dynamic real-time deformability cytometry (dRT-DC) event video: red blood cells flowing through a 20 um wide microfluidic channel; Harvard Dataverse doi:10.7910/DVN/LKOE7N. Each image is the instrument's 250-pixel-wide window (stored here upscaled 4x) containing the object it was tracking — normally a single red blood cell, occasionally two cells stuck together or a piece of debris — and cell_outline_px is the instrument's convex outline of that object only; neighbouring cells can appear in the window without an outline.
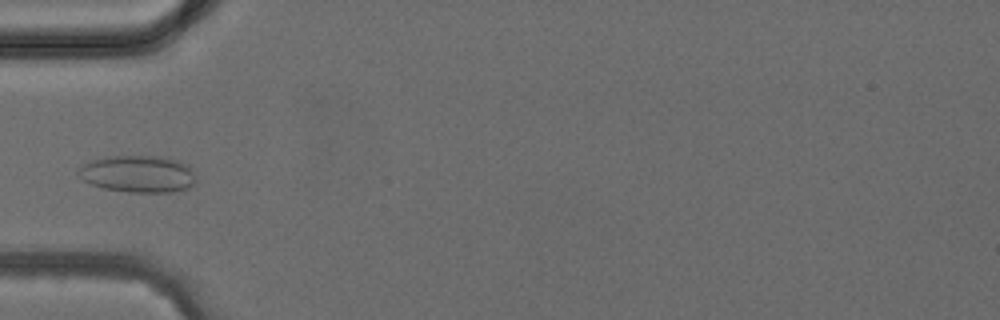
{"species": "common noctule bat (a hibernating species)", "species_latin": "Nyctalus noctula", "temperature_condition": "cold", "stored_images_in_passage": 5, "camera_frame_rate_fps": 3000, "um_per_image_px": 0.085, "animal": {"sex": "female", "body_mass_g": 24.6, "forearm_length_mm": 56.2}, "frame": {"image": 1, "passage_image": 5, "time_ms": 4.667, "image_size_px": [1000, 320], "cell_outline_px": [[196, 180], [188, 188], [172, 192], [128, 192], [104, 188], [92, 184], [76, 176], [76, 172], [84, 164], [92, 160], [108, 156], [160, 156], [180, 160], [188, 164], [196, 172]], "centroid_in_image_um": [11.77, 14.77], "position_along_channel_um": 73.2, "area_um2": 25.66}}